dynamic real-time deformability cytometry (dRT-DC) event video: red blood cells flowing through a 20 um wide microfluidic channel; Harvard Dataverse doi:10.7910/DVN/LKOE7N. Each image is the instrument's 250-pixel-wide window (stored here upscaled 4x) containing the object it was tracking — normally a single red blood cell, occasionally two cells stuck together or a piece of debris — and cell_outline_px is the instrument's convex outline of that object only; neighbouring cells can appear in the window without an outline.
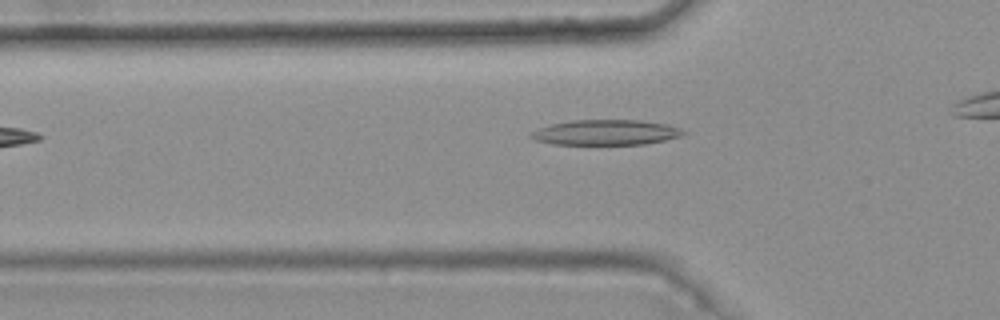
{"species": "common noctule bat (a hibernating species)", "species_latin": "Nyctalus noctula", "temperature_condition": "warm", "stored_images_in_passage": 4, "camera_frame_rate_fps": 3000, "um_per_image_px": 0.085, "animal": {"sex": "female", "body_mass_g": 25.1}, "frame": {"image": 1, "passage_image": 4, "time_ms": 1.0, "image_size_px": [1000, 320], "cell_outline_px": [[688, 132], [684, 136], [644, 144], [552, 144], [536, 140], [528, 136], [532, 132], [540, 128], [552, 124], [572, 120], [640, 120], [668, 124], [680, 128]], "centroid_in_image_um": [51.56, 11.25], "position_along_channel_um": 74.2, "area_um2": 22.43}}